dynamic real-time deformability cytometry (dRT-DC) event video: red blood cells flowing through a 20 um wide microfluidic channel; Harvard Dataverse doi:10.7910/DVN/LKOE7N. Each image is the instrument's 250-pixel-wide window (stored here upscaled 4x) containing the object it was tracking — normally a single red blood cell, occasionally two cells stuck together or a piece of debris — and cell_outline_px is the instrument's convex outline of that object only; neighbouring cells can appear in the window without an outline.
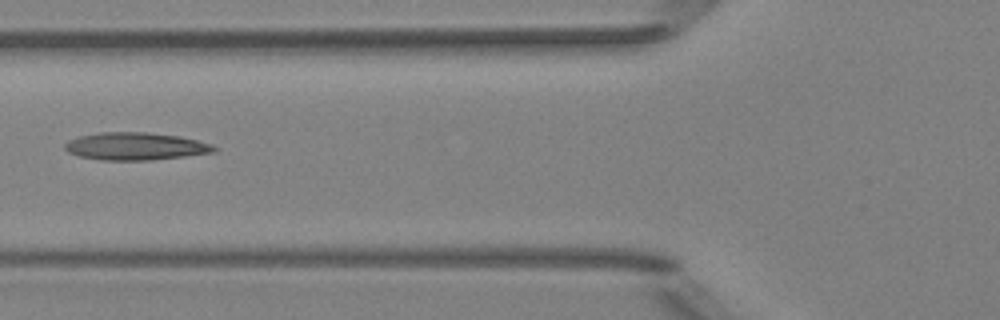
{"species": "Egyptian fruit bat (a non-hibernating species)", "species_latin": "Rousettus aegyptiacus", "temperature_condition": "room temperature", "stored_images_in_passage": 6, "camera_frame_rate_fps": 3000, "um_per_image_px": 0.085, "animal": {"sex": "female"}, "frame": {"image": 1, "passage_image": 6, "time_ms": 5.667, "image_size_px": [1000, 320], "cell_outline_px": [[220, 148], [216, 152], [184, 156], [148, 160], [100, 160], [80, 156], [68, 152], [64, 148], [64, 144], [68, 140], [80, 136], [100, 132], [148, 132], [180, 136], [212, 144]], "centroid_in_image_um": [11.54, 12.43], "position_along_channel_um": 114.3, "area_um2": 24.04}}